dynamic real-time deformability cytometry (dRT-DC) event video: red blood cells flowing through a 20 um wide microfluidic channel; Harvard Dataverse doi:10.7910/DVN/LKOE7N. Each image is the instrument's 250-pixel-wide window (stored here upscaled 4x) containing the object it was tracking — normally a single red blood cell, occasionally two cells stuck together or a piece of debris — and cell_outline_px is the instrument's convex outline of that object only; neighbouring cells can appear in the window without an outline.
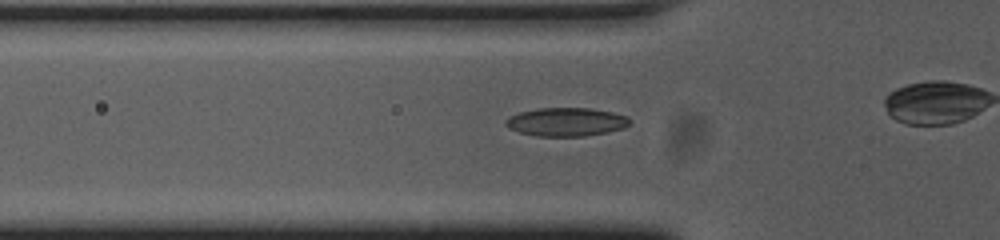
{"species": "common noctule bat (a hibernating species)", "species_latin": "Nyctalus noctula", "temperature_condition": "cold", "stored_images_in_passage": 39, "camera_frame_rate_fps": 3000, "um_per_image_px": 0.085, "animal": {"sex": "female", "body_mass_g": 23.0, "forearm_length_mm": 53.4}, "frame": {"image": 1, "passage_image": 14, "time_ms": 4.333, "image_size_px": [1000, 240], "cell_outline_px": [[628, 124], [624, 128], [608, 132], [584, 136], [536, 136], [520, 132], [508, 128], [504, 124], [504, 120], [520, 112], [540, 108], [588, 108], [612, 112], [628, 116]], "centroid_in_image_um": [48.11, 10.37], "position_along_channel_um": 77.7, "area_um2": 20.46}}
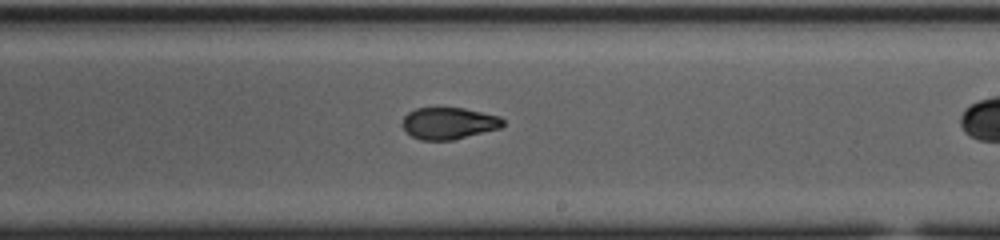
{"frame": {"image": 2, "passage_image": 28, "time_ms": 9.0, "image_size_px": [1000, 240], "cell_outline_px": [[504, 124], [500, 128], [452, 140], [420, 140], [412, 136], [400, 124], [404, 116], [408, 112], [416, 108], [464, 108], [500, 116], [504, 120]], "centroid_in_image_um": [38.13, 10.47], "position_along_channel_um": 250.9, "area_um2": 18.61}}
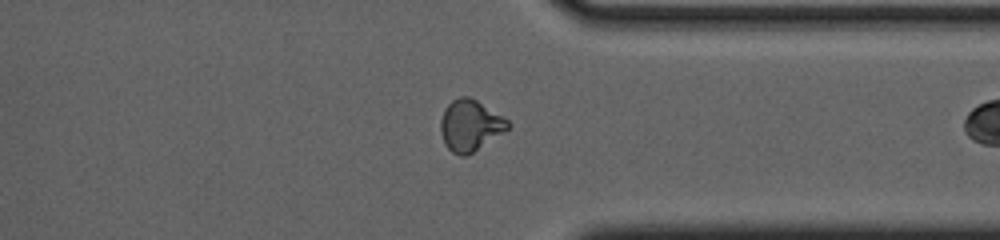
{"frame": {"image": 3, "passage_image": 38, "time_ms": 12.333, "image_size_px": [1000, 240], "cell_outline_px": [[512, 124], [504, 132], [468, 156], [460, 156], [452, 152], [444, 144], [440, 132], [440, 120], [444, 108], [452, 100], [460, 96], [468, 96], [476, 100], [508, 120]], "centroid_in_image_um": [39.94, 10.68], "position_along_channel_um": 371.5, "area_um2": 20.17}}